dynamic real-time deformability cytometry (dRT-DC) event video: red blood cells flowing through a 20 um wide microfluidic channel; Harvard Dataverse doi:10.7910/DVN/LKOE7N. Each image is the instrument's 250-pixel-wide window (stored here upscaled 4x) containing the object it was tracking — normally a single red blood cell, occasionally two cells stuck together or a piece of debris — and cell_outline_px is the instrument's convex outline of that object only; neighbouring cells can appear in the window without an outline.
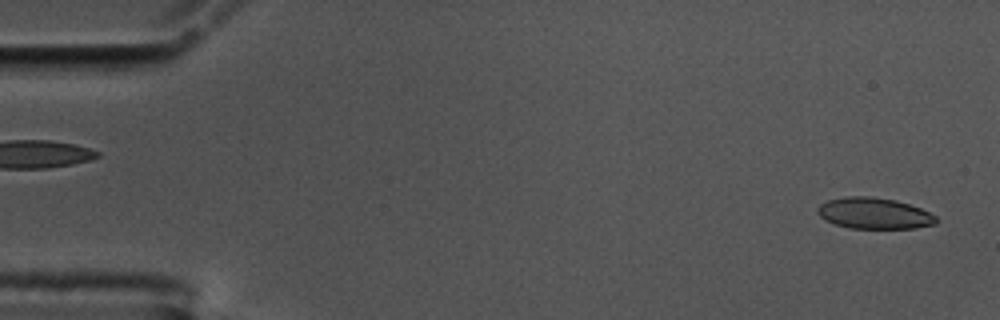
{"species": "common noctule bat (a hibernating species)", "species_latin": "Nyctalus noctula", "temperature_condition": "cold", "stored_images_in_passage": 56, "camera_frame_rate_fps": 3000, "um_per_image_px": 0.085, "animal": {"sex": "male", "body_mass_g": 17.5, "forearm_length_mm": 52.3}, "frame": {"image": 1, "passage_image": 2, "time_ms": 0.333, "image_size_px": [1000, 320], "cell_outline_px": [[936, 224], [916, 228], [848, 228], [824, 220], [816, 212], [816, 208], [820, 204], [828, 200], [844, 196], [872, 196], [896, 200], [920, 208], [936, 216]], "centroid_in_image_um": [74.26, 18.12], "position_along_channel_um": 10.7, "area_um2": 21.62}}
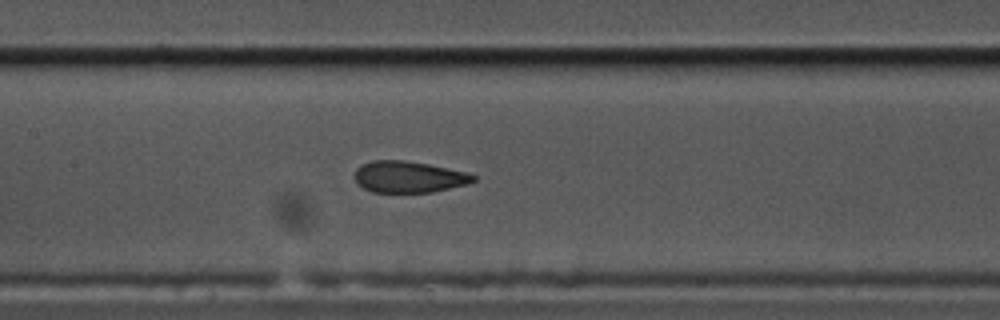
{"frame": {"image": 2, "passage_image": 26, "time_ms": 8.333, "image_size_px": [1000, 320], "cell_outline_px": [[476, 180], [464, 184], [432, 192], [372, 192], [364, 188], [352, 176], [356, 168], [360, 164], [372, 160], [404, 160], [428, 164], [464, 172], [476, 176]], "centroid_in_image_um": [34.66, 15.02], "position_along_channel_um": 172.7, "area_um2": 21.56}}
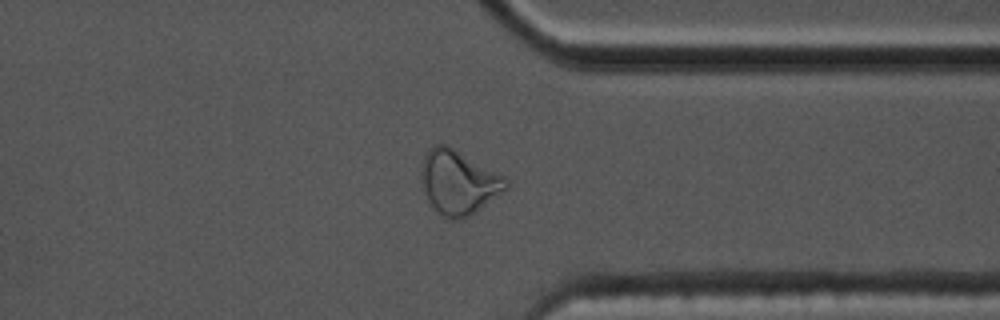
{"frame": {"image": 3, "passage_image": 43, "time_ms": 14.0, "image_size_px": [1000, 320], "cell_outline_px": [[508, 188], [468, 216], [460, 220], [452, 220], [444, 216], [428, 200], [420, 188], [420, 164], [428, 148], [436, 144], [448, 144], [504, 176], [508, 180]], "centroid_in_image_um": [38.92, 15.45], "position_along_channel_um": 372.5, "area_um2": 31.73}, "authors_computed_cell_mechanics": {"area_um2": 22.831, "velocity_mm_per_s": 3.5708, "shape_relaxation_time_tau1_ms": null, "shape_relaxation_time_tau2_ms": 1.1838, "deformation_change_tau1": null, "deformation_change_tau2": 0.0715}}